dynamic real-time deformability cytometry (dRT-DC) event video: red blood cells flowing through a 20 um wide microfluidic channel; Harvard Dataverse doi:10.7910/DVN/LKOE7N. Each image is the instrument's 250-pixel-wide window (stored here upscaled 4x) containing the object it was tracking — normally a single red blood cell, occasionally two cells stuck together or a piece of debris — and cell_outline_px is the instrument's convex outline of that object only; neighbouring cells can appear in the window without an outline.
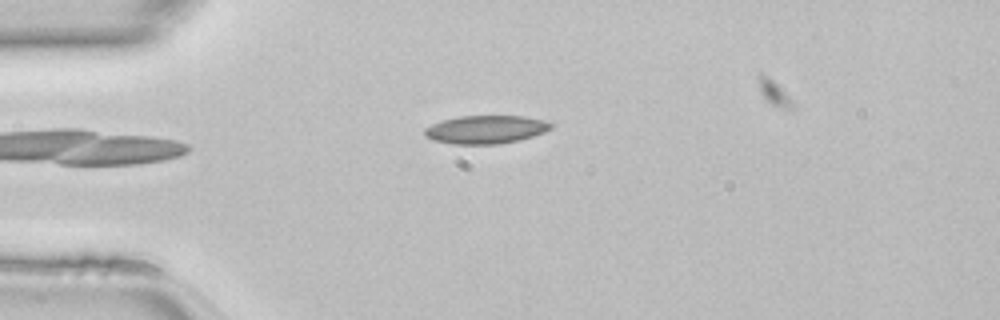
{"species": "common noctule bat (a hibernating species)", "species_latin": "Nyctalus noctula", "temperature_condition": "room temperature", "stored_images_in_passage": 33, "camera_frame_rate_fps": 3000, "um_per_image_px": 0.085, "animal": {"sex": "female", "body_mass_g": 22.7, "forearm_length_mm": 54.2}, "frame": {"image": 1, "passage_image": 1, "time_ms": 0.0, "image_size_px": [1000, 320], "cell_outline_px": [[552, 128], [544, 132], [520, 140], [500, 144], [452, 144], [432, 140], [424, 136], [424, 128], [432, 124], [444, 120], [460, 116], [524, 116], [544, 120], [552, 124]], "centroid_in_image_um": [41.28, 11.01], "position_along_channel_um": 43.7, "area_um2": 20.81}}